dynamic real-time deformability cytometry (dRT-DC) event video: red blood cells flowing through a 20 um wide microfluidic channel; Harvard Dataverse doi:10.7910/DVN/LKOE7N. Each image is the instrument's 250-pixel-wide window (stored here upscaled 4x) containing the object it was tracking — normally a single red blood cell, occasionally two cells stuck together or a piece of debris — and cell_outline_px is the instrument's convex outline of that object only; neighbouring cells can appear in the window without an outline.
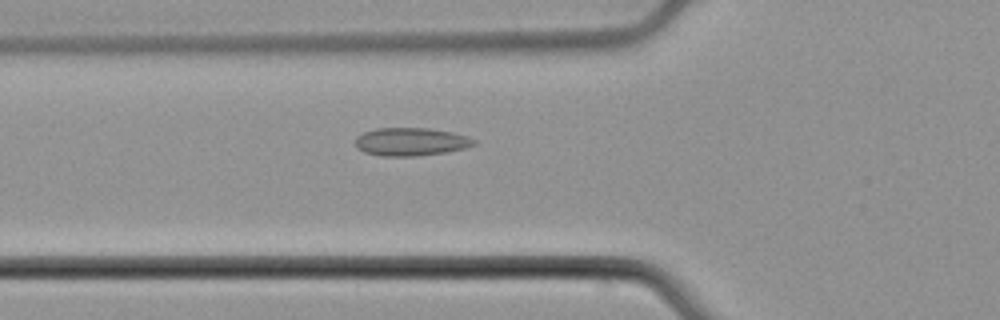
{"species": "common noctule bat (a hibernating species)", "species_latin": "Nyctalus noctula", "temperature_condition": "cold", "stored_images_in_passage": 53, "camera_frame_rate_fps": 3000, "um_per_image_px": 0.085, "animal": {"sex": "male", "body_mass_g": 21.5, "forearm_length_mm": 52.0}, "frame": {"image": 1, "passage_image": 19, "time_ms": 6.0, "image_size_px": [1000, 320], "cell_outline_px": [[476, 144], [464, 148], [444, 152], [416, 156], [380, 156], [364, 152], [356, 148], [356, 136], [364, 132], [376, 128], [428, 128], [452, 132], [468, 136], [476, 140]], "centroid_in_image_um": [34.91, 12.04], "position_along_channel_um": 90.9, "area_um2": 19.42}}
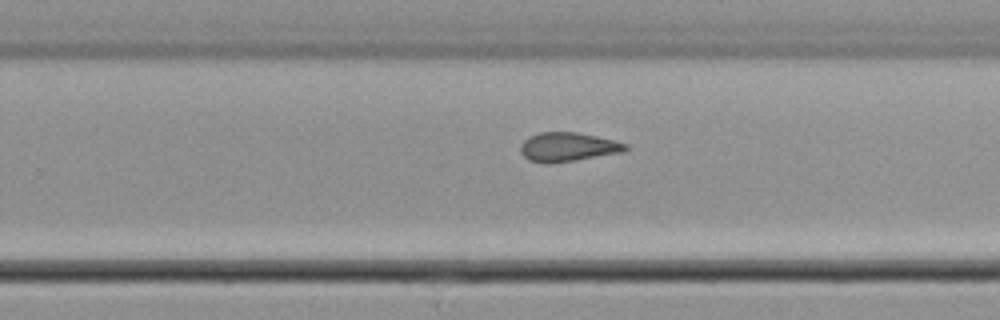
{"frame": {"image": 2, "passage_image": 34, "time_ms": 11.0, "image_size_px": [1000, 320], "cell_outline_px": [[628, 148], [624, 152], [576, 160], [548, 164], [544, 164], [528, 160], [520, 152], [520, 144], [528, 136], [540, 132], [576, 132], [596, 136], [628, 144]], "centroid_in_image_um": [48.23, 12.5], "position_along_channel_um": 281.6, "area_um2": 17.92}}
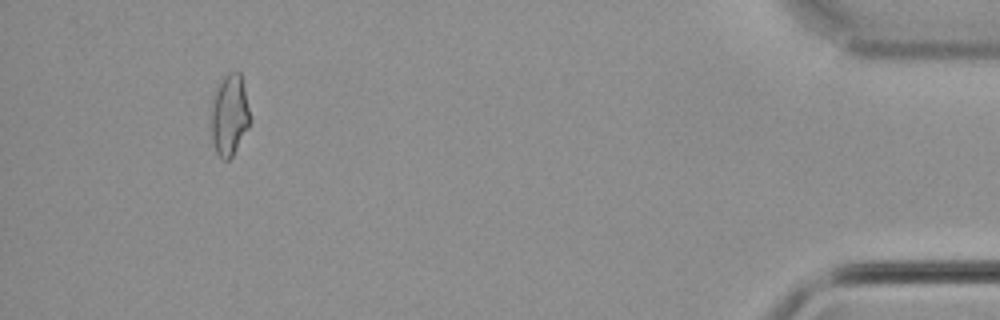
{"frame": {"image": 3, "passage_image": 50, "time_ms": 16.333, "image_size_px": [1000, 320], "cell_outline_px": [[252, 120], [248, 128], [232, 156], [228, 160], [220, 160], [216, 152], [212, 140], [212, 100], [216, 88], [224, 76], [228, 72], [240, 72]], "centroid_in_image_um": [19.51, 9.79], "position_along_channel_um": 415.7, "area_um2": 18.38}, "authors_computed_cell_mechanics": {"area_um2": 18.1492, "velocity_mm_per_s": 3.816, "shape_relaxation_time_tau1_ms": null, "shape_relaxation_time_tau2_ms": 3.0479, "deformation_change_tau1": null, "deformation_change_tau2": 0.0929}}